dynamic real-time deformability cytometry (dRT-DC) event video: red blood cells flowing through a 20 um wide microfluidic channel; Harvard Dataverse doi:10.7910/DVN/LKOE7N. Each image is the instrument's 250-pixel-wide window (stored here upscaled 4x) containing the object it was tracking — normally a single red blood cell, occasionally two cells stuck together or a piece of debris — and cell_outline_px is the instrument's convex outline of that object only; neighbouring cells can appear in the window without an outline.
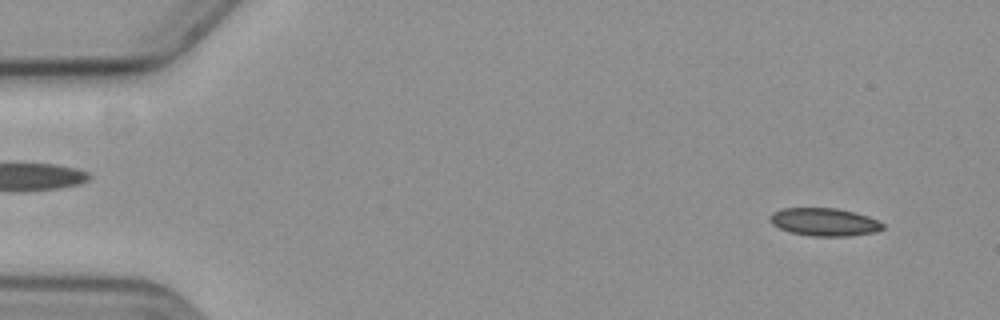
{"species": "common noctule bat (a hibernating species)", "species_latin": "Nyctalus noctula", "temperature_condition": "cold", "stored_images_in_passage": 56, "camera_frame_rate_fps": 3000, "um_per_image_px": 0.085, "animal": {"sex": "female", "body_mass_g": 19.3, "forearm_length_mm": 54.1}, "frame": {"image": 1, "passage_image": 4, "time_ms": 1.0, "image_size_px": [1000, 320], "cell_outline_px": [[884, 228], [876, 232], [852, 236], [812, 236], [788, 232], [772, 224], [768, 220], [768, 216], [772, 212], [784, 208], [836, 208], [856, 212], [868, 216], [884, 224]], "centroid_in_image_um": [70.05, 18.87], "position_along_channel_um": 14.9, "area_um2": 18.55}}
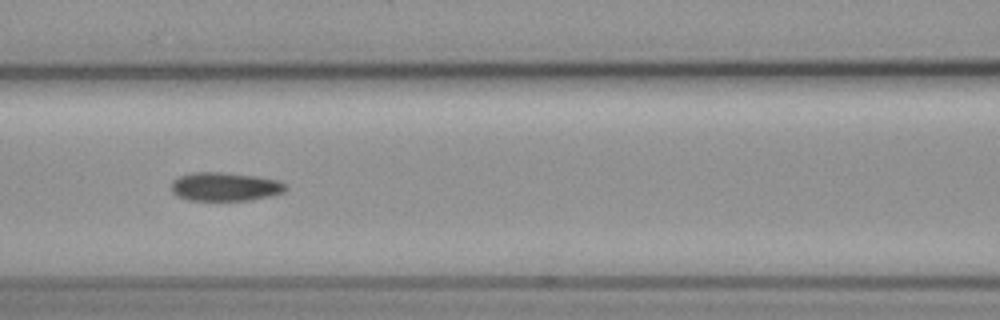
{"frame": {"image": 2, "passage_image": 25, "time_ms": 8.0, "image_size_px": [1000, 320], "cell_outline_px": [[288, 188], [284, 192], [272, 196], [252, 200], [188, 200], [176, 196], [172, 192], [172, 180], [180, 176], [192, 172], [224, 172], [256, 176], [280, 180], [288, 184]], "centroid_in_image_um": [19.17, 15.86], "position_along_channel_um": 147.4, "area_um2": 19.42}}
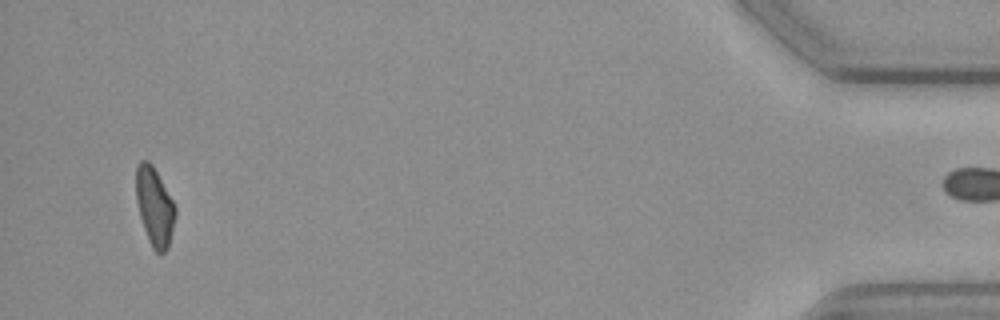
{"frame": {"image": 3, "passage_image": 55, "time_ms": 18.0, "image_size_px": [1000, 320], "cell_outline_px": [[176, 216], [168, 248], [164, 252], [156, 252], [152, 248], [148, 240], [140, 216], [136, 200], [136, 164], [140, 160], [148, 160], [152, 164], [176, 204]], "centroid_in_image_um": [13.15, 17.53], "position_along_channel_um": 422.1, "area_um2": 18.15}}